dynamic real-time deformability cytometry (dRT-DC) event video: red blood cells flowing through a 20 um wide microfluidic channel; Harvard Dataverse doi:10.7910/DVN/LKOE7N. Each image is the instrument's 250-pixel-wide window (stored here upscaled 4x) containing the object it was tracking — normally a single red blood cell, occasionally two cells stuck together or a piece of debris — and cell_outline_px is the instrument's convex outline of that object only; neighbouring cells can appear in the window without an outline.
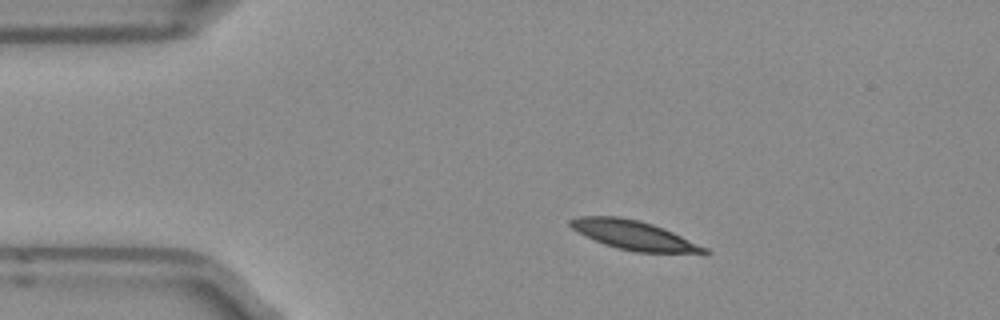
{"species": "Egyptian fruit bat (a non-hibernating species)", "species_latin": "Rousettus aegyptiacus", "temperature_condition": "room temperature", "stored_images_in_passage": 3, "camera_frame_rate_fps": 3000, "um_per_image_px": 0.085, "frame": {"image": 1, "passage_image": 1, "time_ms": 0.0, "image_size_px": [1000, 320], "cell_outline_px": [[712, 252], [704, 256], [636, 252], [616, 248], [604, 244], [584, 236], [572, 228], [568, 224], [568, 220], [580, 216], [620, 216], [640, 220], [664, 228], [708, 248]], "centroid_in_image_um": [54.01, 20.04], "position_along_channel_um": 31.0, "area_um2": 23.7}}
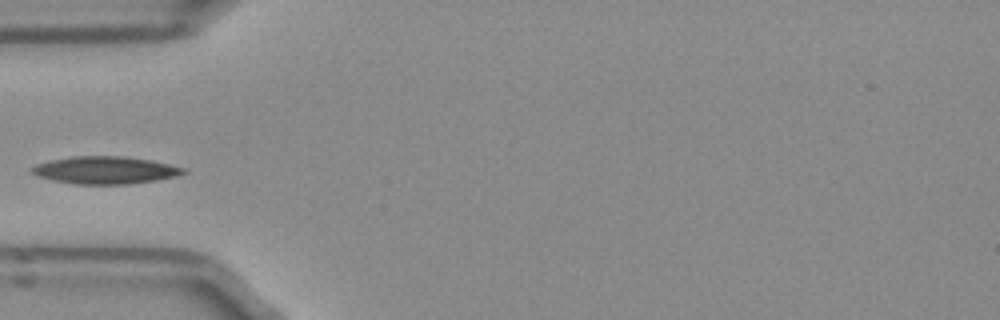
{"frame": {"image": 2, "passage_image": 3, "time_ms": 0.667, "image_size_px": [1000, 320], "cell_outline_px": [[188, 172], [176, 176], [156, 180], [128, 184], [76, 184], [52, 180], [36, 176], [32, 172], [32, 168], [36, 164], [48, 160], [72, 156], [124, 156], [152, 160], [188, 168]], "centroid_in_image_um": [8.97, 14.45], "position_along_channel_um": 76.0, "area_um2": 24.45}}